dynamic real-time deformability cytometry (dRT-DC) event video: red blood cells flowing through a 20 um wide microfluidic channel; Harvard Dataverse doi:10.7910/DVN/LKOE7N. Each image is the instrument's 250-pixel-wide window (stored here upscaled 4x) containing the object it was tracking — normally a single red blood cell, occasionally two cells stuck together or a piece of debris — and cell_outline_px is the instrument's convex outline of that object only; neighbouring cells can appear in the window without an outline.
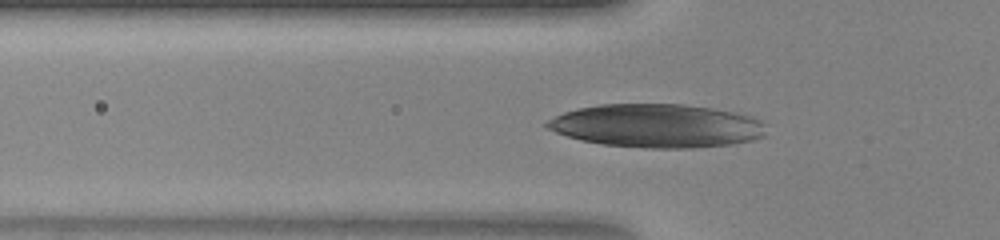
{"species": "human", "species_latin": "Homo sapiens", "temperature_condition": "warm", "stored_images_in_passage": 35, "camera_frame_rate_fps": 3000, "um_per_image_px": 0.085, "donor": {"sex": "female"}, "frame": {"image": 1, "passage_image": 7, "time_ms": 2.0, "image_size_px": [1000, 240], "cell_outline_px": [[764, 136], [752, 140], [732, 144], [692, 148], [644, 148], [604, 144], [580, 140], [556, 132], [548, 128], [544, 124], [548, 120], [564, 112], [580, 108], [600, 104], [684, 104], [712, 108], [736, 112], [752, 116], [764, 120]], "centroid_in_image_um": [55.87, 10.69], "position_along_channel_um": 69.9, "area_um2": 55.55}}
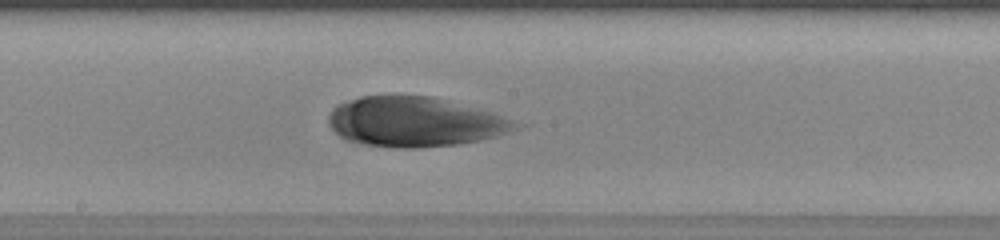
{"frame": {"image": 2, "passage_image": 17, "time_ms": 5.333, "image_size_px": [1000, 240], "cell_outline_px": [[532, 124], [496, 136], [480, 140], [460, 144], [416, 148], [396, 148], [368, 144], [348, 140], [332, 132], [328, 124], [328, 116], [332, 108], [348, 100], [360, 96], [396, 92], [432, 96], [492, 112]], "centroid_in_image_um": [35.3, 10.32], "position_along_channel_um": 212.9, "area_um2": 55.72}}
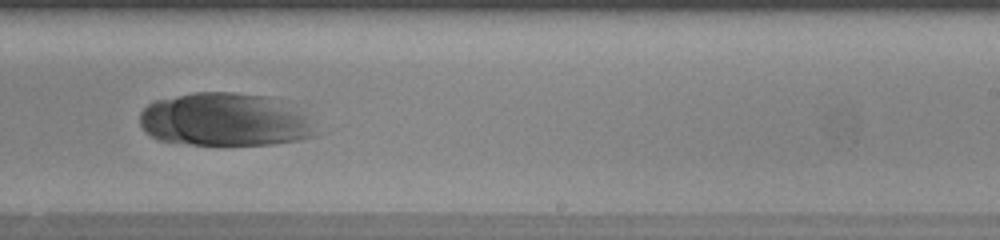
{"frame": {"image": 3, "passage_image": 21, "time_ms": 6.667, "image_size_px": [1000, 240], "cell_outline_px": [[316, 136], [300, 140], [276, 144], [188, 144], [156, 140], [144, 132], [140, 124], [140, 112], [152, 100], [196, 92], [232, 92], [264, 96], [280, 100], [300, 112], [312, 124]], "centroid_in_image_um": [19.04, 10.18], "position_along_channel_um": 270.0, "area_um2": 54.45}}